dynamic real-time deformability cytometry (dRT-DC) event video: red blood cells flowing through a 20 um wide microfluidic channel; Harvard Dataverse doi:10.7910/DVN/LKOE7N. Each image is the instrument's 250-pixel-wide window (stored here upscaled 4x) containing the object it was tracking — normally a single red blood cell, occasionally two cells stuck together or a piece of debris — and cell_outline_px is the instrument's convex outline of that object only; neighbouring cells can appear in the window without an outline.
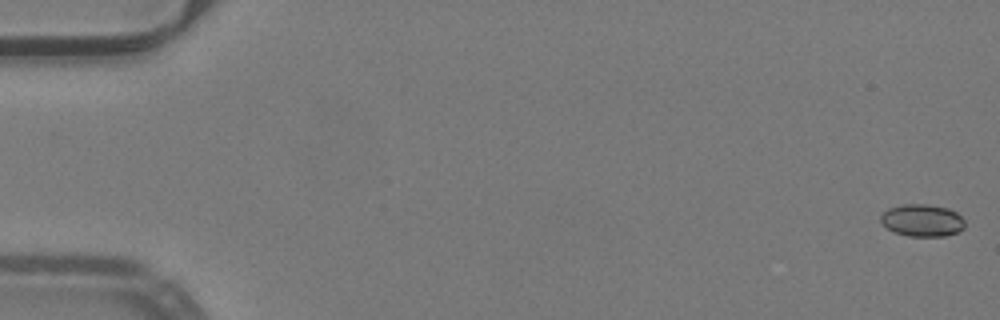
{"species": "common noctule bat (a hibernating species)", "species_latin": "Nyctalus noctula", "temperature_condition": "warm", "stored_images_in_passage": 52, "camera_frame_rate_fps": 3000, "um_per_image_px": 0.085, "animal": {"sex": "male", "body_mass_g": 19.2, "forearm_length_mm": 51.8}, "frame": {"image": 1, "passage_image": 1, "time_ms": 0.0, "image_size_px": [1000, 320], "cell_outline_px": [[964, 228], [956, 232], [944, 236], [908, 236], [896, 232], [888, 228], [880, 220], [880, 216], [888, 208], [904, 204], [928, 204], [948, 208], [956, 212], [964, 220]], "centroid_in_image_um": [78.39, 18.72], "position_along_channel_um": 6.6, "area_um2": 15.66}}
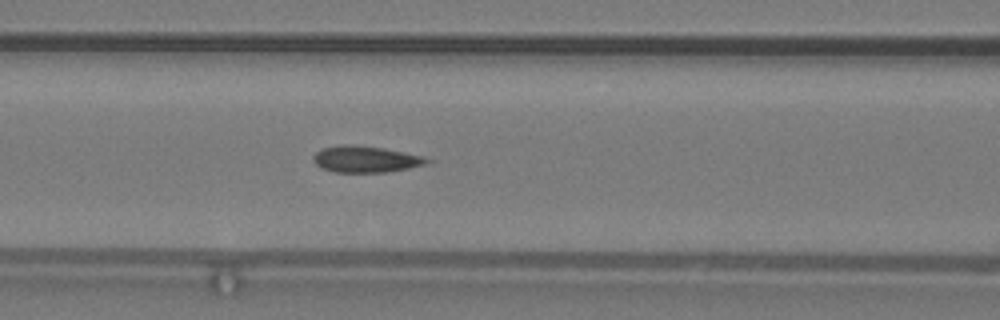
{"frame": {"image": 2, "passage_image": 23, "time_ms": 7.333, "image_size_px": [1000, 320], "cell_outline_px": [[436, 160], [432, 164], [384, 172], [336, 172], [320, 168], [312, 160], [312, 156], [316, 152], [324, 148], [340, 144], [348, 144], [384, 148], [424, 156]], "centroid_in_image_um": [31.15, 13.53], "position_along_channel_um": 135.5, "area_um2": 17.8}}
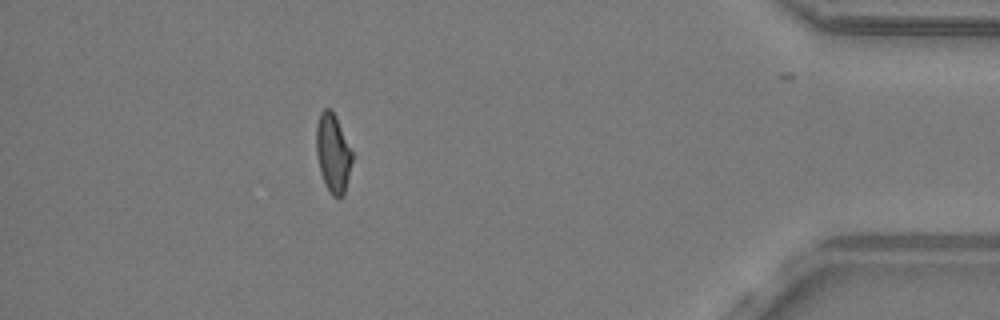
{"frame": {"image": 3, "passage_image": 47, "time_ms": 15.333, "image_size_px": [1000, 320], "cell_outline_px": [[352, 160], [344, 196], [340, 200], [332, 196], [324, 184], [320, 172], [316, 152], [316, 124], [320, 112], [324, 108], [332, 108], [336, 116], [352, 152]], "centroid_in_image_um": [28.29, 13.03], "position_along_channel_um": 406.9, "area_um2": 16.7}, "authors_computed_cell_mechanics": {"area_um2": 17.1377, "velocity_mm_per_s": 4.023, "shape_relaxation_time_tau1_ms": null, "shape_relaxation_time_tau2_ms": 2.6993, "deformation_change_tau1": null, "deformation_change_tau2": 0.1358}}